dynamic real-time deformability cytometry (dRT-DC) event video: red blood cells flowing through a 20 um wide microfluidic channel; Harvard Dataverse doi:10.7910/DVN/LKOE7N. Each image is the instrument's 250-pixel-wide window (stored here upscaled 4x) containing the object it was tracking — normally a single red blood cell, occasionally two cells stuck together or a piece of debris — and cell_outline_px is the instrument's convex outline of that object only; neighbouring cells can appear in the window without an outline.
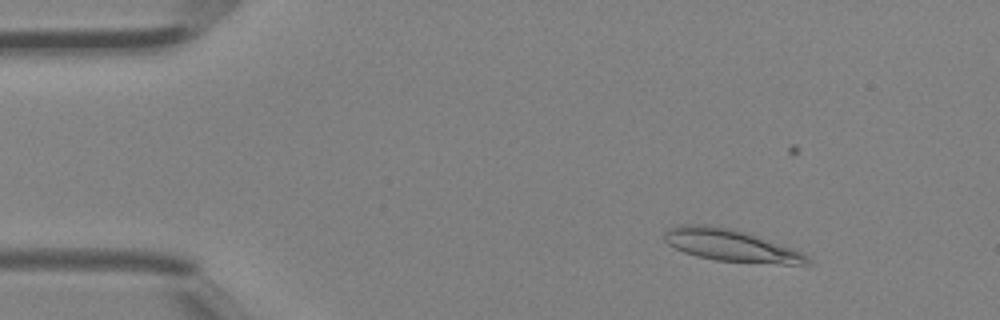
{"species": "Egyptian fruit bat (a non-hibernating species)", "species_latin": "Rousettus aegyptiacus", "temperature_condition": "room temperature", "stored_images_in_passage": 42, "camera_frame_rate_fps": 3000, "um_per_image_px": 0.085, "animal": {"sex": "female"}, "frame": {"image": 1, "passage_image": 6, "time_ms": 1.667, "image_size_px": [1000, 320], "cell_outline_px": [[812, 264], [780, 264], [716, 260], [696, 256], [684, 252], [668, 244], [664, 240], [664, 232], [668, 228], [680, 224], [708, 224], [732, 228], [796, 248], [808, 256], [812, 260]], "centroid_in_image_um": [62.16, 20.85], "position_along_channel_um": 22.8, "area_um2": 27.05}}
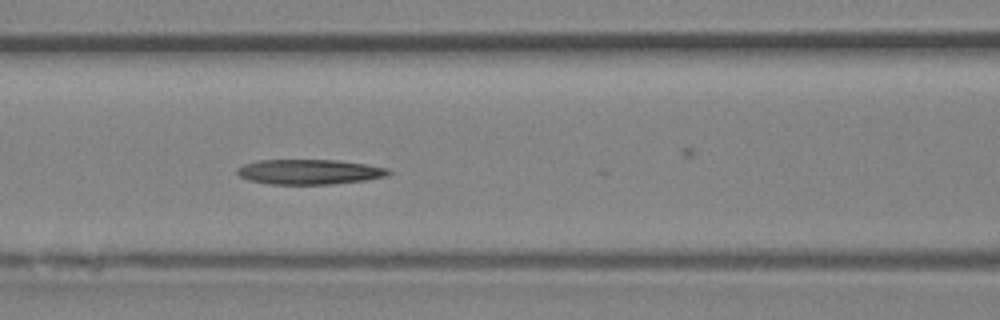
{"frame": {"image": 2, "passage_image": 18, "time_ms": 5.667, "image_size_px": [1000, 320], "cell_outline_px": [[392, 172], [388, 176], [364, 180], [332, 184], [272, 184], [248, 180], [240, 176], [236, 172], [236, 168], [244, 164], [260, 160], [336, 160], [364, 164], [388, 168]], "centroid_in_image_um": [26.29, 14.61], "position_along_channel_um": 140.3, "area_um2": 21.96}}
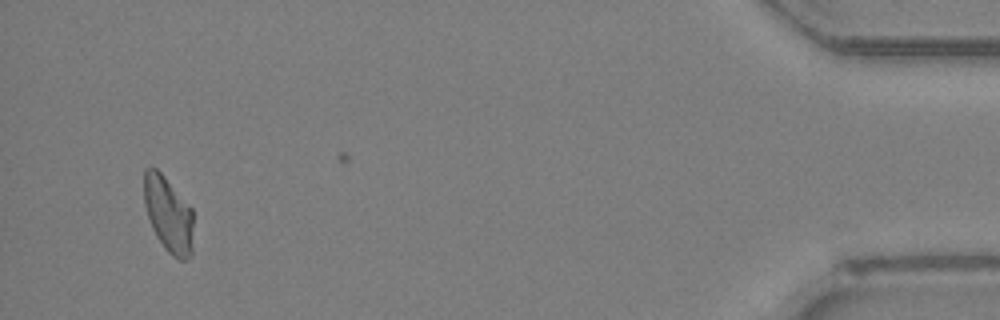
{"frame": {"image": 3, "passage_image": 40, "time_ms": 13.0, "image_size_px": [1000, 320], "cell_outline_px": [[192, 256], [184, 260], [180, 260], [172, 256], [164, 248], [156, 236], [152, 228], [144, 204], [144, 168], [156, 168], [164, 176], [192, 208]], "centroid_in_image_um": [14.31, 18.24], "position_along_channel_um": 420.9, "area_um2": 21.73}}